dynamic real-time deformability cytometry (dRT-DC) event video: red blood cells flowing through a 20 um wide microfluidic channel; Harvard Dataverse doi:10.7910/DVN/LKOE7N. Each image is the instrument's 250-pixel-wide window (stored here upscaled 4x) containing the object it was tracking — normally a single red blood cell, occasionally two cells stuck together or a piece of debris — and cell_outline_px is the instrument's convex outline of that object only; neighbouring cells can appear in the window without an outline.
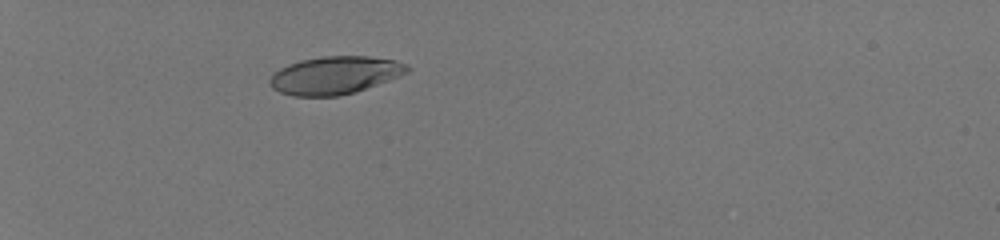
{"species": "human", "species_latin": "Homo sapiens", "temperature_condition": "room temperature", "stored_images_in_passage": 35, "camera_frame_rate_fps": 3000, "um_per_image_px": 0.085, "donor": {"sex": "male"}, "frame": {"image": 1, "passage_image": 1, "time_ms": 0.0, "image_size_px": [1000, 240], "cell_outline_px": [[412, 68], [408, 72], [400, 76], [356, 92], [340, 96], [292, 96], [280, 92], [272, 88], [268, 84], [268, 80], [280, 68], [288, 64], [300, 60], [320, 56], [368, 56], [396, 60], [408, 64]], "centroid_in_image_um": [28.49, 6.39], "position_along_channel_um": 56.5, "area_um2": 30.58}}
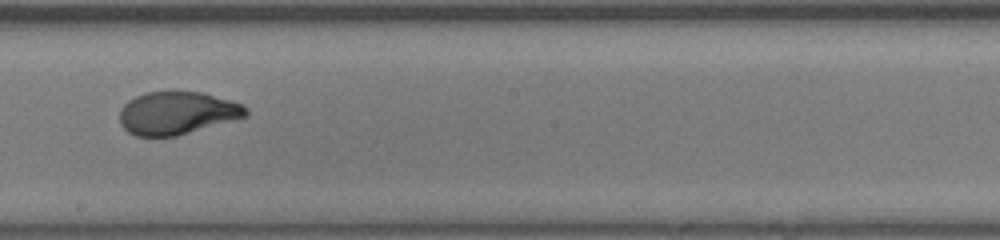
{"frame": {"image": 2, "passage_image": 17, "time_ms": 5.333, "image_size_px": [1000, 240], "cell_outline_px": [[248, 116], [176, 136], [136, 136], [128, 132], [120, 124], [120, 108], [128, 100], [144, 92], [204, 92], [244, 104], [248, 108]], "centroid_in_image_um": [15.06, 9.6], "position_along_channel_um": 233.1, "area_um2": 31.62}}
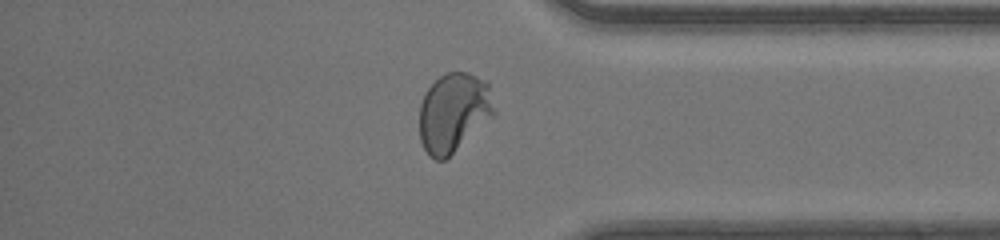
{"frame": {"image": 3, "passage_image": 29, "time_ms": 9.333, "image_size_px": [1000, 240], "cell_outline_px": [[496, 112], [492, 116], [444, 160], [436, 160], [428, 156], [420, 140], [420, 104], [428, 88], [440, 76], [448, 72], [468, 72], [488, 80], [496, 108]], "centroid_in_image_um": [38.57, 9.52], "position_along_channel_um": 396.6, "area_um2": 34.33}, "authors_computed_cell_mechanics": {"area_um2": 32.1946, "velocity_mm_per_s": 4.1816, "shape_relaxation_time_tau1_ms": 4.4353, "shape_relaxation_time_tau2_ms": null, "deformation_change_tau1": 0.2425, "deformation_change_tau2": null}}